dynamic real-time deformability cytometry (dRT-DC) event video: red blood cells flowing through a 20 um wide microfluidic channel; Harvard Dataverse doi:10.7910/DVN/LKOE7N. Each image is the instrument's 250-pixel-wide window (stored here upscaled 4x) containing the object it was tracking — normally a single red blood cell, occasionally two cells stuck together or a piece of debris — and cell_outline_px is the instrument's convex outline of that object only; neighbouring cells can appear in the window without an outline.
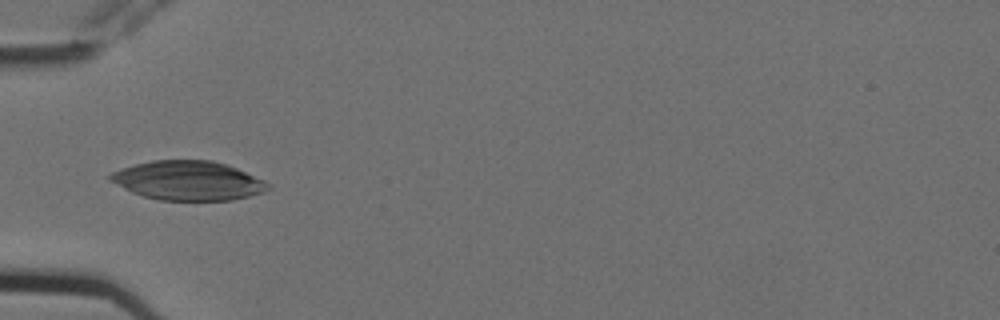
{"species": "Egyptian fruit bat (a non-hibernating species)", "species_latin": "Rousettus aegyptiacus", "temperature_condition": "cold", "stored_images_in_passage": 8, "camera_frame_rate_fps": 3000, "um_per_image_px": 0.085, "animal": {"sex": "female"}, "frame": {"image": 1, "passage_image": 4, "time_ms": 1.0, "image_size_px": [1000, 320], "cell_outline_px": [[272, 188], [264, 192], [232, 200], [160, 200], [144, 196], [132, 192], [108, 180], [108, 176], [112, 172], [136, 164], [152, 160], [212, 160], [236, 168], [264, 180], [272, 184]], "centroid_in_image_um": [16.02, 15.35], "position_along_channel_um": 69.0, "area_um2": 35.89}}
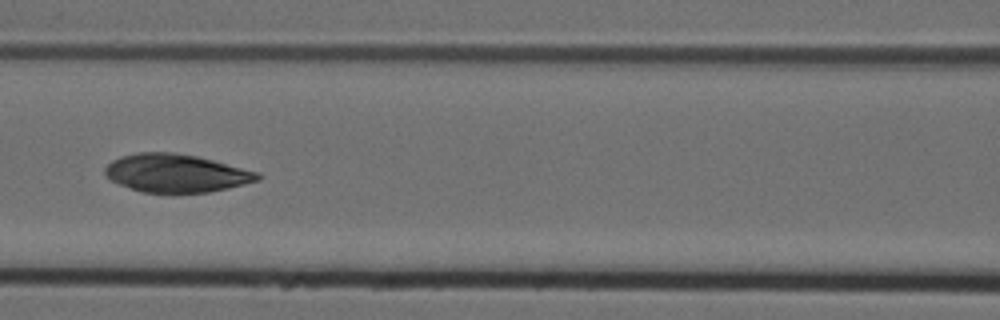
{"frame": {"image": 2, "passage_image": 6, "time_ms": 1.667, "image_size_px": [1000, 320], "cell_outline_px": [[260, 180], [228, 188], [208, 192], [144, 192], [120, 184], [112, 180], [104, 172], [104, 168], [112, 160], [120, 156], [136, 152], [172, 152], [196, 156], [260, 172]], "centroid_in_image_um": [14.98, 14.7], "position_along_channel_um": 151.6, "area_um2": 33.58}}
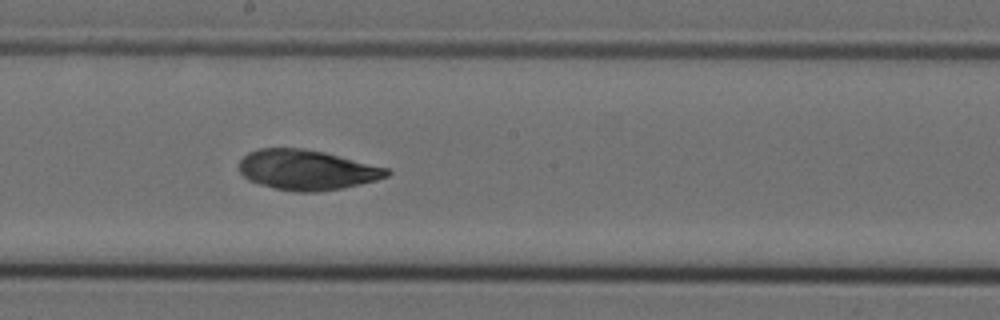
{"frame": {"image": 3, "passage_image": 8, "time_ms": 2.333, "image_size_px": [1000, 320], "cell_outline_px": [[392, 172], [388, 176], [376, 180], [344, 188], [316, 192], [292, 192], [260, 184], [248, 180], [240, 172], [240, 160], [248, 152], [260, 148], [304, 148], [324, 152], [388, 168]], "centroid_in_image_um": [26.09, 14.44], "position_along_channel_um": 222.1, "area_um2": 34.51}}